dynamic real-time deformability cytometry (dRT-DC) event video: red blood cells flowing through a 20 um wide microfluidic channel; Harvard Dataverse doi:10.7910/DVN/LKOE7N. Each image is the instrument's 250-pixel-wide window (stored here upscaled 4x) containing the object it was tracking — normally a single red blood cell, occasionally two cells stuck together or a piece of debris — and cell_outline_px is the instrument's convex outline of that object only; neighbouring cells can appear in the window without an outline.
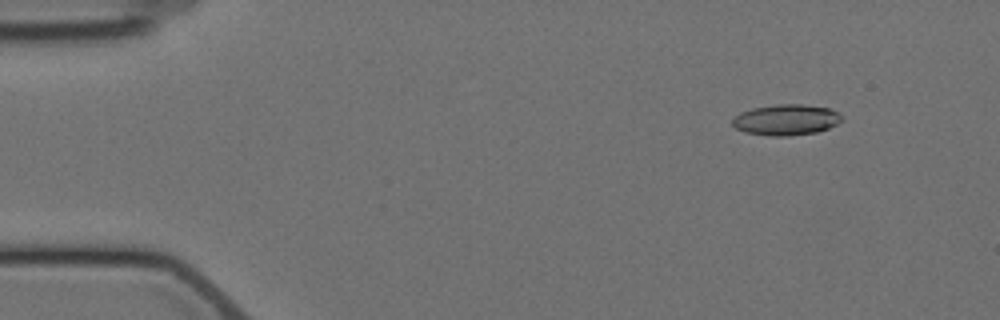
{"species": "Egyptian fruit bat (a non-hibernating species)", "species_latin": "Rousettus aegyptiacus", "temperature_condition": "cold", "stored_images_in_passage": 3, "camera_frame_rate_fps": 3000, "um_per_image_px": 0.085, "animal": {"sex": "female"}, "frame": {"image": 1, "passage_image": 1, "time_ms": 0.0, "image_size_px": [1000, 320], "cell_outline_px": [[844, 120], [828, 128], [816, 132], [788, 136], [768, 136], [744, 132], [736, 128], [732, 124], [732, 120], [740, 112], [752, 108], [776, 104], [800, 104], [828, 108], [844, 116]], "centroid_in_image_um": [66.82, 10.18], "position_along_channel_um": 18.2, "area_um2": 19.71}}